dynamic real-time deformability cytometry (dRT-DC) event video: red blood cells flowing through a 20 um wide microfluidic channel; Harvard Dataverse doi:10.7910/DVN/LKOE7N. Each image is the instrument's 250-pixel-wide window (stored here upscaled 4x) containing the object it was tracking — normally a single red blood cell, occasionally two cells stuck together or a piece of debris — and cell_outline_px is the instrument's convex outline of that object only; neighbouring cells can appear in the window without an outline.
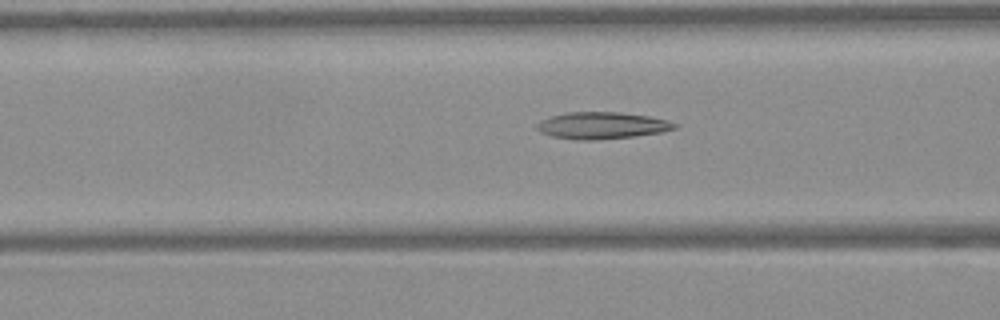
{"species": "Egyptian fruit bat (a non-hibernating species)", "species_latin": "Rousettus aegyptiacus", "temperature_condition": "warm", "stored_images_in_passage": 30, "camera_frame_rate_fps": 3000, "um_per_image_px": 0.085, "frame": {"image": 1, "passage_image": 10, "time_ms": 3.0, "image_size_px": [1000, 320], "cell_outline_px": [[680, 124], [676, 128], [664, 132], [636, 136], [596, 140], [576, 140], [552, 136], [540, 132], [536, 128], [536, 124], [540, 120], [552, 116], [568, 112], [620, 112], [648, 116], [668, 120]], "centroid_in_image_um": [51.2, 10.67], "position_along_channel_um": 115.4, "area_um2": 21.73}}
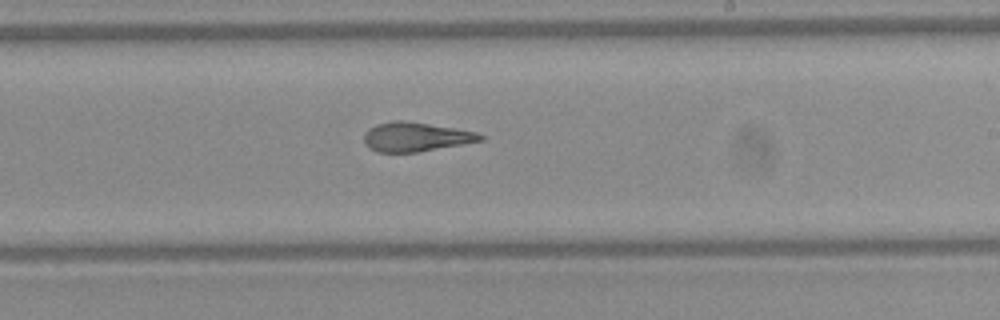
{"frame": {"image": 2, "passage_image": 20, "time_ms": 6.333, "image_size_px": [1000, 320], "cell_outline_px": [[484, 140], [464, 144], [416, 152], [376, 152], [368, 148], [364, 144], [364, 132], [368, 128], [376, 124], [392, 120], [404, 120], [476, 132], [484, 136]], "centroid_in_image_um": [35.28, 11.64], "position_along_channel_um": 253.7, "area_um2": 19.83}}
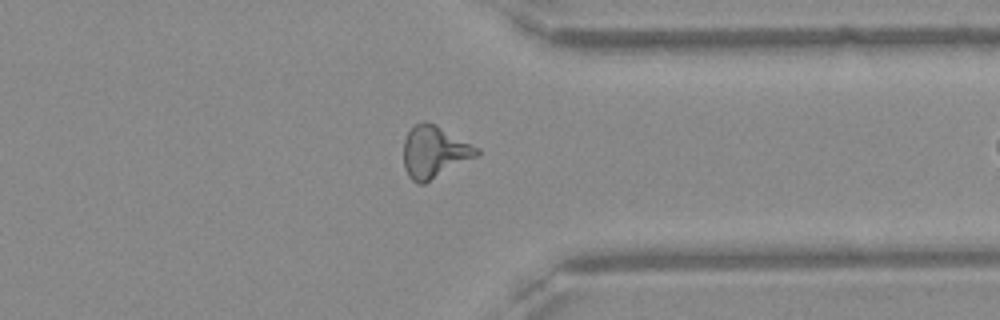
{"frame": {"image": 3, "passage_image": 29, "time_ms": 9.333, "image_size_px": [1000, 320], "cell_outline_px": [[480, 152], [476, 156], [424, 184], [416, 184], [408, 176], [404, 168], [404, 140], [408, 132], [416, 124], [424, 120], [436, 124], [480, 148]], "centroid_in_image_um": [36.91, 12.91], "position_along_channel_um": 374.5, "area_um2": 22.14}}